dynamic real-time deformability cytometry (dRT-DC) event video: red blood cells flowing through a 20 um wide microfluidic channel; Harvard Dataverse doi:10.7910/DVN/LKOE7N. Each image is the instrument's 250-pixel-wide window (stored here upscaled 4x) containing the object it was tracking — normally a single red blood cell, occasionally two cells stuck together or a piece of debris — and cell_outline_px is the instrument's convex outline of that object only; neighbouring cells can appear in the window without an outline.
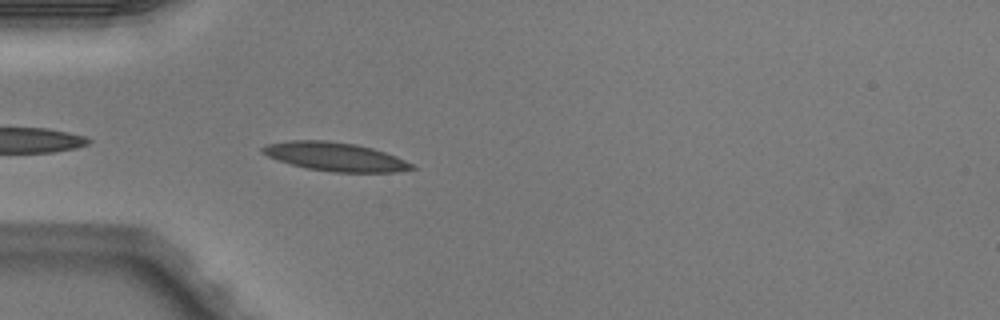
{"species": "Egyptian fruit bat (a non-hibernating species)", "species_latin": "Rousettus aegyptiacus", "temperature_condition": "warm", "stored_images_in_passage": 37, "camera_frame_rate_fps": 3000, "um_per_image_px": 0.085, "animal": {"sex": "male"}, "frame": {"image": 1, "passage_image": 2, "time_ms": 0.333, "image_size_px": [1000, 320], "cell_outline_px": [[416, 168], [396, 172], [332, 172], [308, 168], [292, 164], [268, 156], [260, 152], [260, 148], [268, 144], [288, 140], [324, 140], [356, 144], [372, 148], [396, 156], [412, 164]], "centroid_in_image_um": [28.48, 13.31], "position_along_channel_um": 56.5, "area_um2": 24.68}}
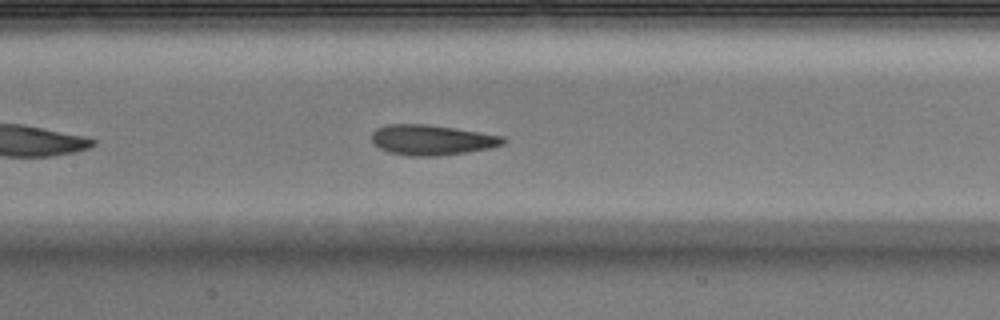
{"frame": {"image": 2, "passage_image": 11, "time_ms": 3.333, "image_size_px": [1000, 320], "cell_outline_px": [[508, 140], [504, 144], [488, 148], [440, 156], [408, 156], [392, 152], [380, 148], [372, 144], [372, 132], [376, 128], [388, 124], [428, 124], [504, 136]], "centroid_in_image_um": [36.69, 11.89], "position_along_channel_um": 170.7, "area_um2": 23.12}}
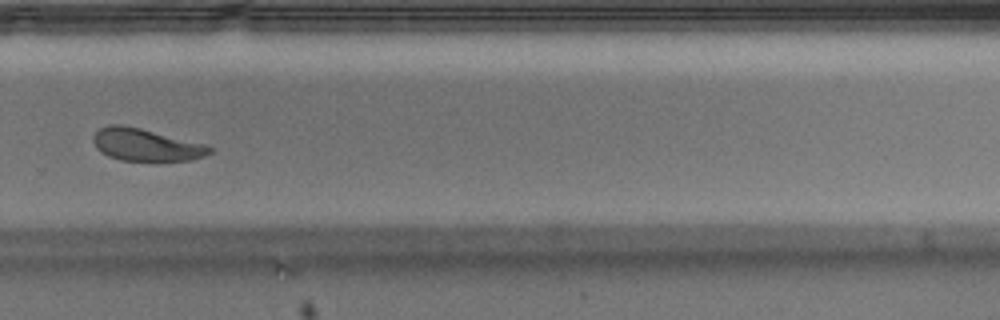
{"frame": {"image": 3, "passage_image": 22, "time_ms": 7.0, "image_size_px": [1000, 320], "cell_outline_px": [[212, 152], [204, 156], [192, 160], [120, 160], [108, 156], [100, 152], [96, 148], [92, 140], [92, 136], [100, 128], [108, 124], [120, 124], [140, 128], [204, 144], [212, 148]], "centroid_in_image_um": [12.35, 12.3], "position_along_channel_um": 317.5, "area_um2": 21.73}, "authors_computed_cell_mechanics": {"area_um2": 23.12, "velocity_mm_per_s": 4.0129, "shape_relaxation_time_tau1_ms": 2.859, "shape_relaxation_time_tau2_ms": 1.4795, "deformation_change_tau1": 0.1641, "deformation_change_tau2": 0.0753}}